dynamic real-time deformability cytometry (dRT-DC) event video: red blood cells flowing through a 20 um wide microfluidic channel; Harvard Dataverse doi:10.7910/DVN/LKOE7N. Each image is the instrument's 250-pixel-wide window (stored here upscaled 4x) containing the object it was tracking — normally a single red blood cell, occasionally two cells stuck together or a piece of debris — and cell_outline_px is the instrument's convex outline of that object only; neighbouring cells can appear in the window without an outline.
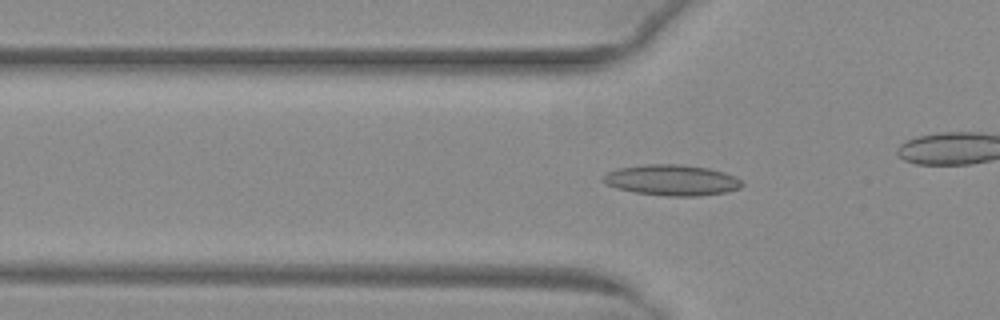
{"species": "common noctule bat (a hibernating species)", "species_latin": "Nyctalus noctula", "temperature_condition": "warm", "stored_images_in_passage": 43, "camera_frame_rate_fps": 3000, "um_per_image_px": 0.085, "animal": {"sex": "female", "body_mass_g": 29.2, "forearm_length_mm": 56.3}, "frame": {"image": 1, "passage_image": 19, "time_ms": 6.0, "image_size_px": [1000, 320], "cell_outline_px": [[744, 184], [740, 188], [724, 192], [700, 196], [664, 196], [636, 192], [616, 188], [600, 180], [608, 172], [620, 168], [648, 164], [680, 164], [708, 168], [724, 172], [736, 176]], "centroid_in_image_um": [57.13, 15.31], "position_along_channel_um": 68.7, "area_um2": 24.8}}
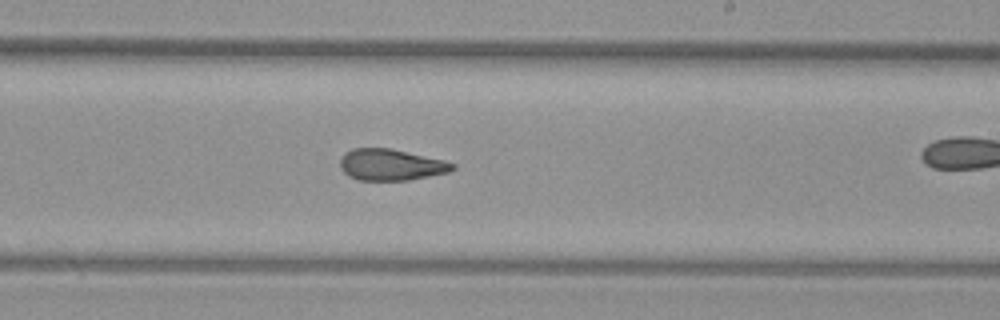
{"frame": {"image": 2, "passage_image": 33, "time_ms": 10.667, "image_size_px": [1000, 320], "cell_outline_px": [[456, 168], [448, 172], [408, 180], [356, 180], [348, 176], [340, 168], [340, 160], [344, 152], [352, 148], [392, 148], [444, 160], [456, 164]], "centroid_in_image_um": [33.21, 14.0], "position_along_channel_um": 255.8, "area_um2": 20.69}}
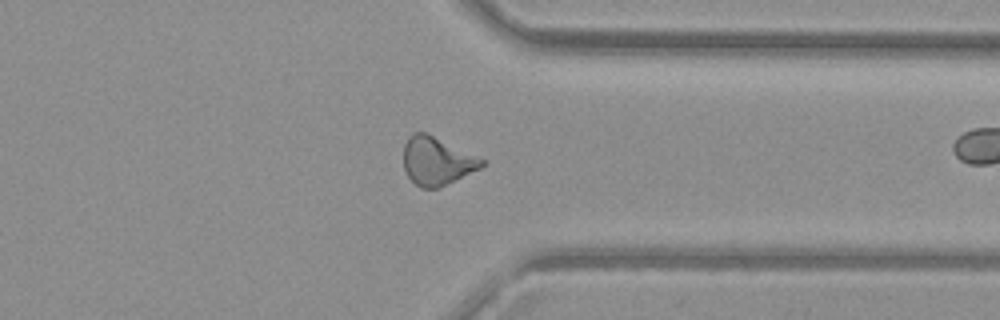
{"frame": {"image": 3, "passage_image": 42, "time_ms": 13.667, "image_size_px": [1000, 320], "cell_outline_px": [[484, 164], [480, 168], [436, 188], [420, 188], [408, 176], [404, 168], [404, 144], [408, 136], [412, 132], [424, 132], [484, 160]], "centroid_in_image_um": [37.07, 13.68], "position_along_channel_um": 374.3, "area_um2": 21.21}}